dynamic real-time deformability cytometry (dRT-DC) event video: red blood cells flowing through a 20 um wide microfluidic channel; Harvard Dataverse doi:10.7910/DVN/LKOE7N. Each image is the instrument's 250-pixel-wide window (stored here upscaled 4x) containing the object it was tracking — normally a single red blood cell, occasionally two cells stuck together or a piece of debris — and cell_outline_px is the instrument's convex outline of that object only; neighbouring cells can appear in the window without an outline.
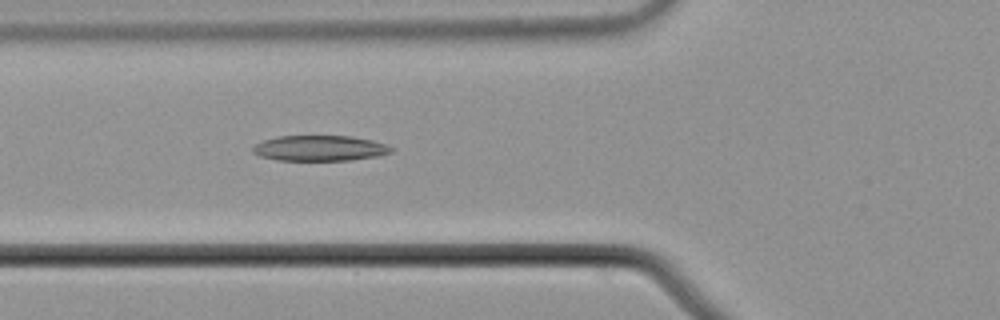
{"species": "common noctule bat (a hibernating species)", "species_latin": "Nyctalus noctula", "temperature_condition": "cold", "stored_images_in_passage": 42, "camera_frame_rate_fps": 3000, "um_per_image_px": 0.085, "animal": {"sex": "male", "body_mass_g": 21.5, "forearm_length_mm": 52.0}, "frame": {"image": 1, "passage_image": 7, "time_ms": 2.0, "image_size_px": [1000, 320], "cell_outline_px": [[392, 152], [376, 156], [352, 160], [276, 160], [260, 156], [252, 152], [252, 148], [256, 144], [264, 140], [276, 136], [352, 136], [372, 140], [384, 144], [392, 148]], "centroid_in_image_um": [27.15, 12.59], "position_along_channel_um": 98.7, "area_um2": 20.46}}
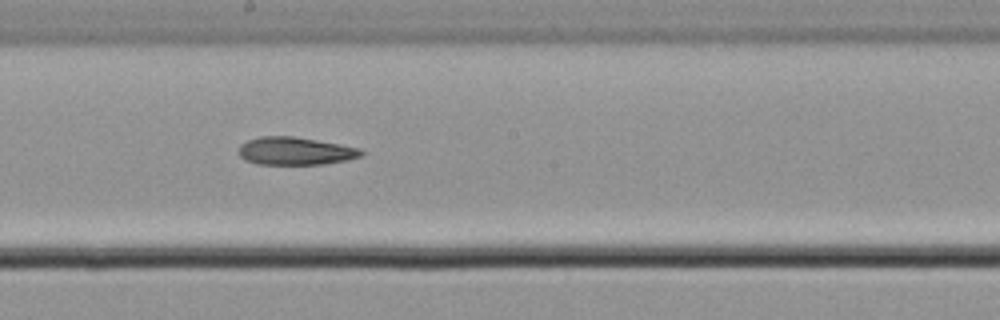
{"frame": {"image": 2, "passage_image": 17, "time_ms": 5.333, "image_size_px": [1000, 320], "cell_outline_px": [[364, 156], [324, 164], [256, 164], [244, 160], [240, 156], [240, 144], [248, 140], [260, 136], [292, 136], [340, 144], [360, 148], [364, 152]], "centroid_in_image_um": [25.1, 12.84], "position_along_channel_um": 223.1, "area_um2": 19.83}}
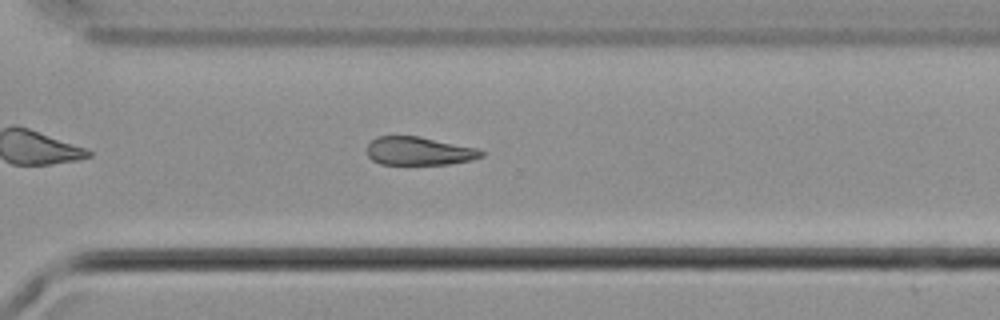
{"frame": {"image": 3, "passage_image": 26, "time_ms": 8.333, "image_size_px": [1000, 320], "cell_outline_px": [[484, 156], [472, 160], [448, 164], [380, 164], [372, 160], [368, 156], [368, 144], [376, 136], [420, 136], [476, 148], [484, 152]], "centroid_in_image_um": [35.61, 12.84], "position_along_channel_um": 335.0, "area_um2": 18.84}}